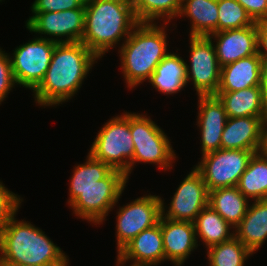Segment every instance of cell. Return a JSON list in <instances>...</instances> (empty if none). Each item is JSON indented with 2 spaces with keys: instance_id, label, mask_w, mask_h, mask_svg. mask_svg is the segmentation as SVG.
<instances>
[{
  "instance_id": "1",
  "label": "cell",
  "mask_w": 267,
  "mask_h": 266,
  "mask_svg": "<svg viewBox=\"0 0 267 266\" xmlns=\"http://www.w3.org/2000/svg\"><path fill=\"white\" fill-rule=\"evenodd\" d=\"M97 60L99 58L82 42L57 43L45 77L33 91L35 102L51 107L68 102Z\"/></svg>"
},
{
  "instance_id": "2",
  "label": "cell",
  "mask_w": 267,
  "mask_h": 266,
  "mask_svg": "<svg viewBox=\"0 0 267 266\" xmlns=\"http://www.w3.org/2000/svg\"><path fill=\"white\" fill-rule=\"evenodd\" d=\"M84 21L81 42L99 59L124 42L139 23L132 0H85Z\"/></svg>"
},
{
  "instance_id": "3",
  "label": "cell",
  "mask_w": 267,
  "mask_h": 266,
  "mask_svg": "<svg viewBox=\"0 0 267 266\" xmlns=\"http://www.w3.org/2000/svg\"><path fill=\"white\" fill-rule=\"evenodd\" d=\"M165 24L139 22L120 45L122 73L129 89L148 81L159 62L169 53Z\"/></svg>"
},
{
  "instance_id": "4",
  "label": "cell",
  "mask_w": 267,
  "mask_h": 266,
  "mask_svg": "<svg viewBox=\"0 0 267 266\" xmlns=\"http://www.w3.org/2000/svg\"><path fill=\"white\" fill-rule=\"evenodd\" d=\"M14 214L0 232L2 263L44 265L69 262L68 256L44 232Z\"/></svg>"
},
{
  "instance_id": "5",
  "label": "cell",
  "mask_w": 267,
  "mask_h": 266,
  "mask_svg": "<svg viewBox=\"0 0 267 266\" xmlns=\"http://www.w3.org/2000/svg\"><path fill=\"white\" fill-rule=\"evenodd\" d=\"M89 153L129 179L134 143L130 132V112L109 119L98 131Z\"/></svg>"
},
{
  "instance_id": "6",
  "label": "cell",
  "mask_w": 267,
  "mask_h": 266,
  "mask_svg": "<svg viewBox=\"0 0 267 266\" xmlns=\"http://www.w3.org/2000/svg\"><path fill=\"white\" fill-rule=\"evenodd\" d=\"M130 132L134 143L130 174L137 162L156 164L165 171L172 168L177 157L171 142L150 116L130 112Z\"/></svg>"
},
{
  "instance_id": "7",
  "label": "cell",
  "mask_w": 267,
  "mask_h": 266,
  "mask_svg": "<svg viewBox=\"0 0 267 266\" xmlns=\"http://www.w3.org/2000/svg\"><path fill=\"white\" fill-rule=\"evenodd\" d=\"M127 180L123 172L113 169L105 178L97 181V184L84 189L70 204L73 213L79 219H86L95 223L94 225L102 224L121 198Z\"/></svg>"
},
{
  "instance_id": "8",
  "label": "cell",
  "mask_w": 267,
  "mask_h": 266,
  "mask_svg": "<svg viewBox=\"0 0 267 266\" xmlns=\"http://www.w3.org/2000/svg\"><path fill=\"white\" fill-rule=\"evenodd\" d=\"M56 42L46 38H34L9 54L16 85L34 91L45 77Z\"/></svg>"
},
{
  "instance_id": "9",
  "label": "cell",
  "mask_w": 267,
  "mask_h": 266,
  "mask_svg": "<svg viewBox=\"0 0 267 266\" xmlns=\"http://www.w3.org/2000/svg\"><path fill=\"white\" fill-rule=\"evenodd\" d=\"M254 153L253 150L219 149L203 155L195 168L201 173L208 191L235 187Z\"/></svg>"
},
{
  "instance_id": "10",
  "label": "cell",
  "mask_w": 267,
  "mask_h": 266,
  "mask_svg": "<svg viewBox=\"0 0 267 266\" xmlns=\"http://www.w3.org/2000/svg\"><path fill=\"white\" fill-rule=\"evenodd\" d=\"M190 65L186 63L187 83H193L196 95H216L221 67L209 36H190ZM190 66V67H189Z\"/></svg>"
},
{
  "instance_id": "11",
  "label": "cell",
  "mask_w": 267,
  "mask_h": 266,
  "mask_svg": "<svg viewBox=\"0 0 267 266\" xmlns=\"http://www.w3.org/2000/svg\"><path fill=\"white\" fill-rule=\"evenodd\" d=\"M162 198L156 195L139 197L120 207L116 216L117 254L140 232L159 223Z\"/></svg>"
},
{
  "instance_id": "12",
  "label": "cell",
  "mask_w": 267,
  "mask_h": 266,
  "mask_svg": "<svg viewBox=\"0 0 267 266\" xmlns=\"http://www.w3.org/2000/svg\"><path fill=\"white\" fill-rule=\"evenodd\" d=\"M32 14L25 26L30 32L38 33L39 38H46L56 43L81 42L84 33L85 4L78 9L32 12ZM42 35H49L50 38Z\"/></svg>"
},
{
  "instance_id": "13",
  "label": "cell",
  "mask_w": 267,
  "mask_h": 266,
  "mask_svg": "<svg viewBox=\"0 0 267 266\" xmlns=\"http://www.w3.org/2000/svg\"><path fill=\"white\" fill-rule=\"evenodd\" d=\"M172 198L167 212V207L161 200L162 217L166 219L194 223L201 210L208 206L209 191L201 173L195 167L180 183Z\"/></svg>"
},
{
  "instance_id": "14",
  "label": "cell",
  "mask_w": 267,
  "mask_h": 266,
  "mask_svg": "<svg viewBox=\"0 0 267 266\" xmlns=\"http://www.w3.org/2000/svg\"><path fill=\"white\" fill-rule=\"evenodd\" d=\"M209 37L214 39L212 42H216L214 46L220 67L258 53L256 23L252 26L215 32Z\"/></svg>"
},
{
  "instance_id": "15",
  "label": "cell",
  "mask_w": 267,
  "mask_h": 266,
  "mask_svg": "<svg viewBox=\"0 0 267 266\" xmlns=\"http://www.w3.org/2000/svg\"><path fill=\"white\" fill-rule=\"evenodd\" d=\"M198 116L197 126L201 132V155L221 149V137L224 130L227 114L223 103L216 95L197 96Z\"/></svg>"
},
{
  "instance_id": "16",
  "label": "cell",
  "mask_w": 267,
  "mask_h": 266,
  "mask_svg": "<svg viewBox=\"0 0 267 266\" xmlns=\"http://www.w3.org/2000/svg\"><path fill=\"white\" fill-rule=\"evenodd\" d=\"M124 263L133 261L132 266H157L165 261L161 218L159 223L140 232L118 254Z\"/></svg>"
},
{
  "instance_id": "17",
  "label": "cell",
  "mask_w": 267,
  "mask_h": 266,
  "mask_svg": "<svg viewBox=\"0 0 267 266\" xmlns=\"http://www.w3.org/2000/svg\"><path fill=\"white\" fill-rule=\"evenodd\" d=\"M161 232L165 261L182 266L191 252L198 247L195 225L187 221H175L161 216Z\"/></svg>"
},
{
  "instance_id": "18",
  "label": "cell",
  "mask_w": 267,
  "mask_h": 266,
  "mask_svg": "<svg viewBox=\"0 0 267 266\" xmlns=\"http://www.w3.org/2000/svg\"><path fill=\"white\" fill-rule=\"evenodd\" d=\"M266 117H228L221 137V149L259 152L262 125Z\"/></svg>"
},
{
  "instance_id": "19",
  "label": "cell",
  "mask_w": 267,
  "mask_h": 266,
  "mask_svg": "<svg viewBox=\"0 0 267 266\" xmlns=\"http://www.w3.org/2000/svg\"><path fill=\"white\" fill-rule=\"evenodd\" d=\"M263 66L262 58L257 53L221 67L217 92H231L260 86Z\"/></svg>"
},
{
  "instance_id": "20",
  "label": "cell",
  "mask_w": 267,
  "mask_h": 266,
  "mask_svg": "<svg viewBox=\"0 0 267 266\" xmlns=\"http://www.w3.org/2000/svg\"><path fill=\"white\" fill-rule=\"evenodd\" d=\"M234 233L253 254L262 247L267 239V199L249 204L245 216L234 228Z\"/></svg>"
},
{
  "instance_id": "21",
  "label": "cell",
  "mask_w": 267,
  "mask_h": 266,
  "mask_svg": "<svg viewBox=\"0 0 267 266\" xmlns=\"http://www.w3.org/2000/svg\"><path fill=\"white\" fill-rule=\"evenodd\" d=\"M227 117H267L261 86L231 92H217Z\"/></svg>"
},
{
  "instance_id": "22",
  "label": "cell",
  "mask_w": 267,
  "mask_h": 266,
  "mask_svg": "<svg viewBox=\"0 0 267 266\" xmlns=\"http://www.w3.org/2000/svg\"><path fill=\"white\" fill-rule=\"evenodd\" d=\"M179 56L176 53H168L159 62L148 81L164 95L176 94L187 85L186 62Z\"/></svg>"
},
{
  "instance_id": "23",
  "label": "cell",
  "mask_w": 267,
  "mask_h": 266,
  "mask_svg": "<svg viewBox=\"0 0 267 266\" xmlns=\"http://www.w3.org/2000/svg\"><path fill=\"white\" fill-rule=\"evenodd\" d=\"M179 16L190 18V36L218 32V0H182Z\"/></svg>"
},
{
  "instance_id": "24",
  "label": "cell",
  "mask_w": 267,
  "mask_h": 266,
  "mask_svg": "<svg viewBox=\"0 0 267 266\" xmlns=\"http://www.w3.org/2000/svg\"><path fill=\"white\" fill-rule=\"evenodd\" d=\"M248 200L236 186L225 187L209 191L208 205L235 228L248 210Z\"/></svg>"
},
{
  "instance_id": "25",
  "label": "cell",
  "mask_w": 267,
  "mask_h": 266,
  "mask_svg": "<svg viewBox=\"0 0 267 266\" xmlns=\"http://www.w3.org/2000/svg\"><path fill=\"white\" fill-rule=\"evenodd\" d=\"M196 239L203 241L205 248L231 240L234 228L209 205L201 210L194 222ZM231 232V233H230Z\"/></svg>"
},
{
  "instance_id": "26",
  "label": "cell",
  "mask_w": 267,
  "mask_h": 266,
  "mask_svg": "<svg viewBox=\"0 0 267 266\" xmlns=\"http://www.w3.org/2000/svg\"><path fill=\"white\" fill-rule=\"evenodd\" d=\"M238 190L253 201L267 199V157L256 152L250 158L247 169L236 186Z\"/></svg>"
},
{
  "instance_id": "27",
  "label": "cell",
  "mask_w": 267,
  "mask_h": 266,
  "mask_svg": "<svg viewBox=\"0 0 267 266\" xmlns=\"http://www.w3.org/2000/svg\"><path fill=\"white\" fill-rule=\"evenodd\" d=\"M86 160L84 164L76 165L72 171L67 201L69 205L84 189L97 184V181L105 178L113 170L109 165L95 159L90 153H88Z\"/></svg>"
},
{
  "instance_id": "28",
  "label": "cell",
  "mask_w": 267,
  "mask_h": 266,
  "mask_svg": "<svg viewBox=\"0 0 267 266\" xmlns=\"http://www.w3.org/2000/svg\"><path fill=\"white\" fill-rule=\"evenodd\" d=\"M135 17L140 23L166 20L168 24L179 15L182 0H132Z\"/></svg>"
},
{
  "instance_id": "29",
  "label": "cell",
  "mask_w": 267,
  "mask_h": 266,
  "mask_svg": "<svg viewBox=\"0 0 267 266\" xmlns=\"http://www.w3.org/2000/svg\"><path fill=\"white\" fill-rule=\"evenodd\" d=\"M209 266H245L253 253L235 236L206 249Z\"/></svg>"
},
{
  "instance_id": "30",
  "label": "cell",
  "mask_w": 267,
  "mask_h": 266,
  "mask_svg": "<svg viewBox=\"0 0 267 266\" xmlns=\"http://www.w3.org/2000/svg\"><path fill=\"white\" fill-rule=\"evenodd\" d=\"M255 23L237 0H218V32L252 26Z\"/></svg>"
},
{
  "instance_id": "31",
  "label": "cell",
  "mask_w": 267,
  "mask_h": 266,
  "mask_svg": "<svg viewBox=\"0 0 267 266\" xmlns=\"http://www.w3.org/2000/svg\"><path fill=\"white\" fill-rule=\"evenodd\" d=\"M22 198L3 185L0 181V232L7 224L9 219L17 214L18 209L21 207Z\"/></svg>"
},
{
  "instance_id": "32",
  "label": "cell",
  "mask_w": 267,
  "mask_h": 266,
  "mask_svg": "<svg viewBox=\"0 0 267 266\" xmlns=\"http://www.w3.org/2000/svg\"><path fill=\"white\" fill-rule=\"evenodd\" d=\"M85 0H35L32 3V12H59L81 8Z\"/></svg>"
},
{
  "instance_id": "33",
  "label": "cell",
  "mask_w": 267,
  "mask_h": 266,
  "mask_svg": "<svg viewBox=\"0 0 267 266\" xmlns=\"http://www.w3.org/2000/svg\"><path fill=\"white\" fill-rule=\"evenodd\" d=\"M15 85L10 57L0 48V104L8 97Z\"/></svg>"
},
{
  "instance_id": "34",
  "label": "cell",
  "mask_w": 267,
  "mask_h": 266,
  "mask_svg": "<svg viewBox=\"0 0 267 266\" xmlns=\"http://www.w3.org/2000/svg\"><path fill=\"white\" fill-rule=\"evenodd\" d=\"M257 22L267 19V0H237Z\"/></svg>"
},
{
  "instance_id": "35",
  "label": "cell",
  "mask_w": 267,
  "mask_h": 266,
  "mask_svg": "<svg viewBox=\"0 0 267 266\" xmlns=\"http://www.w3.org/2000/svg\"><path fill=\"white\" fill-rule=\"evenodd\" d=\"M258 54L267 65V19L256 22Z\"/></svg>"
},
{
  "instance_id": "36",
  "label": "cell",
  "mask_w": 267,
  "mask_h": 266,
  "mask_svg": "<svg viewBox=\"0 0 267 266\" xmlns=\"http://www.w3.org/2000/svg\"><path fill=\"white\" fill-rule=\"evenodd\" d=\"M261 91L263 94L264 106L267 113V65L263 66L261 74Z\"/></svg>"
},
{
  "instance_id": "37",
  "label": "cell",
  "mask_w": 267,
  "mask_h": 266,
  "mask_svg": "<svg viewBox=\"0 0 267 266\" xmlns=\"http://www.w3.org/2000/svg\"><path fill=\"white\" fill-rule=\"evenodd\" d=\"M259 152L267 157V117L262 125V141Z\"/></svg>"
},
{
  "instance_id": "38",
  "label": "cell",
  "mask_w": 267,
  "mask_h": 266,
  "mask_svg": "<svg viewBox=\"0 0 267 266\" xmlns=\"http://www.w3.org/2000/svg\"><path fill=\"white\" fill-rule=\"evenodd\" d=\"M68 264H69L68 262H57V263H50L38 266H69Z\"/></svg>"
},
{
  "instance_id": "39",
  "label": "cell",
  "mask_w": 267,
  "mask_h": 266,
  "mask_svg": "<svg viewBox=\"0 0 267 266\" xmlns=\"http://www.w3.org/2000/svg\"><path fill=\"white\" fill-rule=\"evenodd\" d=\"M2 266H38V265H28L21 263H2Z\"/></svg>"
},
{
  "instance_id": "40",
  "label": "cell",
  "mask_w": 267,
  "mask_h": 266,
  "mask_svg": "<svg viewBox=\"0 0 267 266\" xmlns=\"http://www.w3.org/2000/svg\"><path fill=\"white\" fill-rule=\"evenodd\" d=\"M116 259H117L116 266H124V263L118 257ZM130 266H132V265H130Z\"/></svg>"
},
{
  "instance_id": "41",
  "label": "cell",
  "mask_w": 267,
  "mask_h": 266,
  "mask_svg": "<svg viewBox=\"0 0 267 266\" xmlns=\"http://www.w3.org/2000/svg\"><path fill=\"white\" fill-rule=\"evenodd\" d=\"M0 266H2V259H1V254H0Z\"/></svg>"
}]
</instances>
